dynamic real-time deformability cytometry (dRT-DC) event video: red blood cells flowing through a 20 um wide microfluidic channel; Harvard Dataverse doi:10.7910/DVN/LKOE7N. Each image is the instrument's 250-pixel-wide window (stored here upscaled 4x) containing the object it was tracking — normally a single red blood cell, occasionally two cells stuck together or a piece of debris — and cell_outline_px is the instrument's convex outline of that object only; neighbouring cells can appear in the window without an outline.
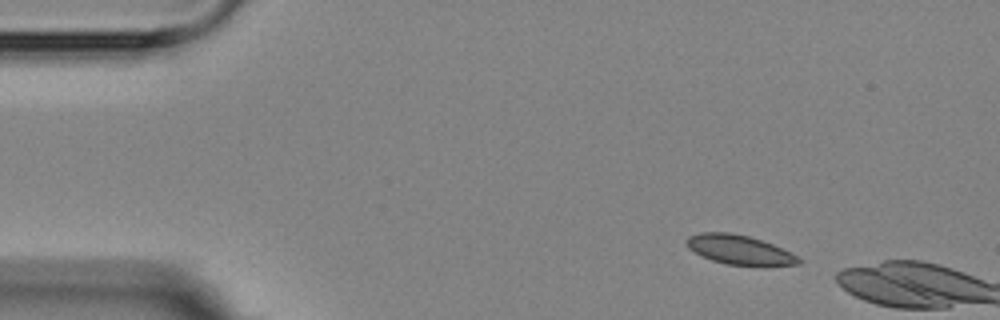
{"species": "Egyptian fruit bat (a non-hibernating species)", "species_latin": "Rousettus aegyptiacus", "temperature_condition": "room temperature", "stored_images_in_passage": 3, "camera_frame_rate_fps": 3000, "um_per_image_px": 0.085, "animal": {"sex": "female"}, "frame": {"image": 1, "passage_image": 1, "time_ms": 0.0, "image_size_px": [1000, 320], "cell_outline_px": [[804, 260], [800, 264], [764, 268], [728, 264], [712, 260], [700, 256], [688, 248], [684, 244], [684, 240], [688, 236], [700, 232], [728, 232], [748, 236], [772, 244]], "centroid_in_image_um": [62.85, 21.27], "position_along_channel_um": 22.2, "area_um2": 19.77}}